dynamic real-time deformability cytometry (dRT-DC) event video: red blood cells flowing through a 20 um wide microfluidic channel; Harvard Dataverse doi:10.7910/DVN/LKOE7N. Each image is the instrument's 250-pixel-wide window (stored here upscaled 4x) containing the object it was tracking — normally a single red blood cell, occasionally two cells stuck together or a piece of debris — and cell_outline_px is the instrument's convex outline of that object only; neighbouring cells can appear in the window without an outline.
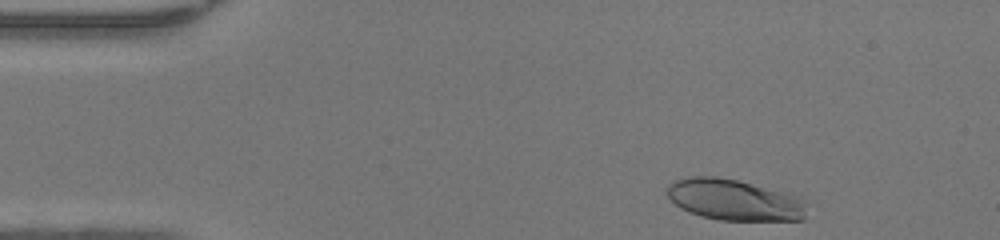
{"species": "human", "species_latin": "Homo sapiens", "temperature_condition": "warm", "stored_images_in_passage": 35, "camera_frame_rate_fps": 3000, "um_per_image_px": 0.085, "donor": {"sex": "female"}, "frame": {"image": 1, "passage_image": 2, "time_ms": 0.333, "image_size_px": [1000, 240], "cell_outline_px": [[804, 220], [720, 220], [700, 216], [688, 212], [680, 208], [668, 196], [668, 184], [672, 180], [688, 176], [716, 176], [736, 180], [752, 184], [780, 192], [804, 200]], "centroid_in_image_um": [62.32, 16.99], "position_along_channel_um": 22.7, "area_um2": 33.0}}
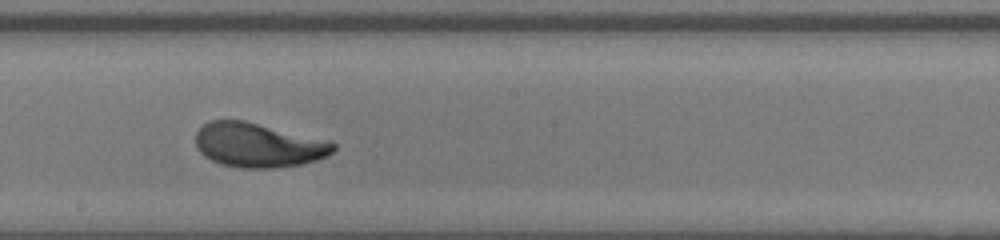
{"frame": {"image": 2, "passage_image": 22, "time_ms": 7.0, "image_size_px": [1000, 240], "cell_outline_px": [[336, 148], [328, 156], [304, 164], [276, 168], [240, 168], [220, 164], [204, 156], [196, 148], [196, 132], [204, 124], [212, 120], [244, 120], [328, 140], [336, 144]], "centroid_in_image_um": [21.96, 12.34], "position_along_channel_um": 226.2, "area_um2": 35.78}}
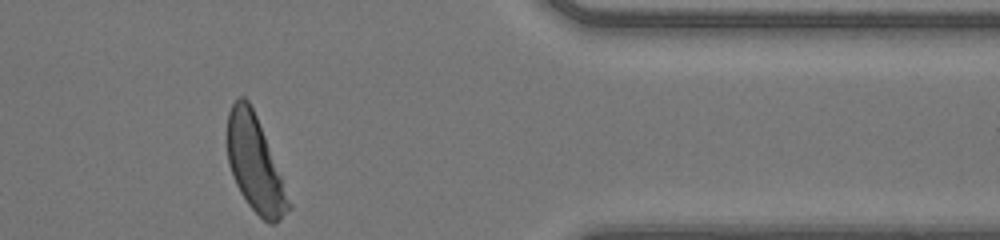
{"frame": {"image": 3, "passage_image": 35, "time_ms": 11.333, "image_size_px": [1000, 240], "cell_outline_px": [[292, 208], [276, 224], [268, 224], [248, 204], [240, 192], [232, 176], [228, 164], [228, 112], [232, 104], [240, 96], [244, 96], [248, 100], [256, 116], [292, 204]], "centroid_in_image_um": [21.67, 13.99], "position_along_channel_um": 389.7, "area_um2": 33.47}, "authors_computed_cell_mechanics": {"area_um2": 34.7956, "velocity_mm_per_s": 4.3165, "shape_relaxation_time_tau1_ms": 3.402, "shape_relaxation_time_tau2_ms": null, "deformation_change_tau1": 0.1893, "deformation_change_tau2": null}}